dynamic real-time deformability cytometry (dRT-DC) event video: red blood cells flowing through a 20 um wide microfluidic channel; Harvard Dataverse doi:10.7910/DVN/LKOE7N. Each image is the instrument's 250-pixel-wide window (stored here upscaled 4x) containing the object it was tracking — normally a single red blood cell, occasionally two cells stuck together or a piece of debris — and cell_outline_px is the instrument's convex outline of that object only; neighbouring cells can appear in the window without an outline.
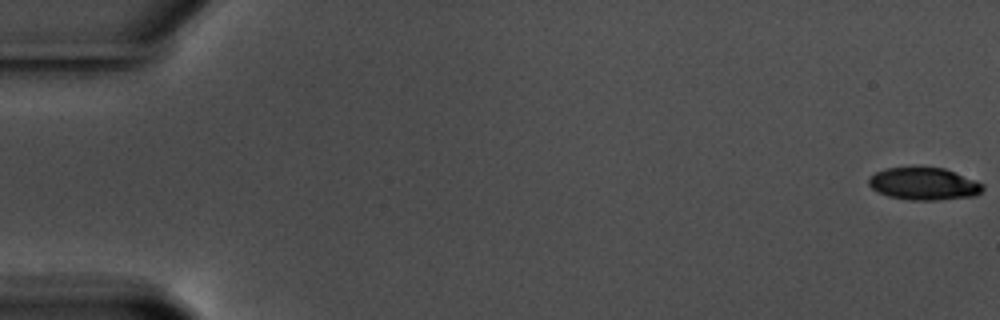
{"species": "common noctule bat (a hibernating species)", "species_latin": "Nyctalus noctula", "temperature_condition": "warm", "stored_images_in_passage": 59, "camera_frame_rate_fps": 3000, "um_per_image_px": 0.085, "animal": {"sex": "male", "body_mass_g": 17.5, "forearm_length_mm": 52.3}, "frame": {"image": 1, "passage_image": 1, "time_ms": 0.0, "image_size_px": [1000, 320], "cell_outline_px": [[984, 188], [976, 196], [936, 200], [912, 200], [888, 196], [876, 192], [868, 184], [868, 180], [876, 172], [884, 168], [944, 168], [976, 180], [984, 184]], "centroid_in_image_um": [78.54, 15.63], "position_along_channel_um": 6.5, "area_um2": 21.44}}
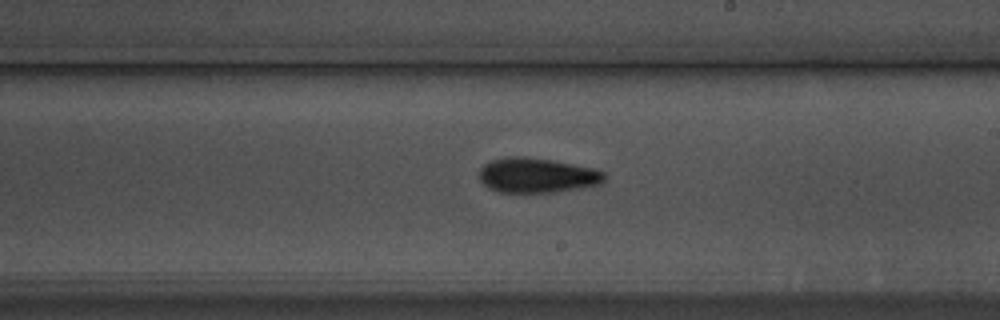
{"frame": {"image": 2, "passage_image": 35, "time_ms": 11.333, "image_size_px": [1000, 320], "cell_outline_px": [[608, 176], [600, 184], [580, 188], [556, 192], [500, 192], [488, 188], [480, 180], [480, 168], [484, 164], [492, 160], [508, 156], [524, 156], [552, 160], [596, 168], [604, 172]], "centroid_in_image_um": [45.68, 14.9], "position_along_channel_um": 243.3, "area_um2": 25.61}}
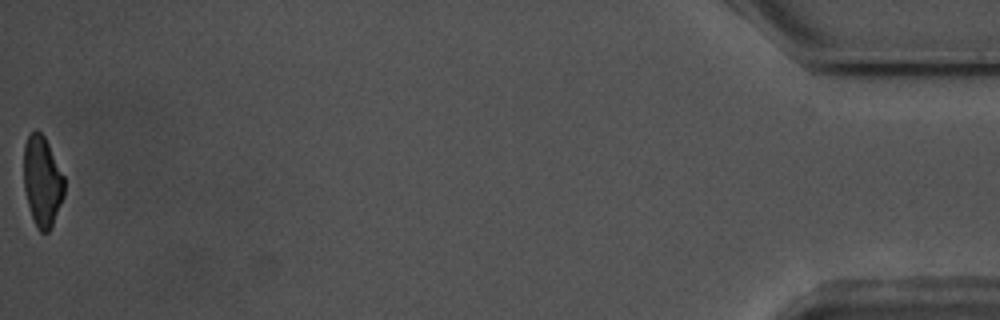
{"frame": {"image": 3, "passage_image": 59, "time_ms": 19.333, "image_size_px": [1000, 320], "cell_outline_px": [[64, 196], [52, 224], [48, 232], [40, 232], [36, 228], [28, 204], [24, 188], [24, 144], [28, 132], [36, 128], [44, 136], [64, 176]], "centroid_in_image_um": [3.58, 15.37], "position_along_channel_um": 431.6, "area_um2": 21.33}, "authors_computed_cell_mechanics": {"area_um2": 23.5824, "velocity_mm_per_s": 3.5581, "shape_relaxation_time_tau1_ms": 4.169, "shape_relaxation_time_tau2_ms": 5.0515, "deformation_change_tau1": 0.1417, "deformation_change_tau2": 0.1314}}